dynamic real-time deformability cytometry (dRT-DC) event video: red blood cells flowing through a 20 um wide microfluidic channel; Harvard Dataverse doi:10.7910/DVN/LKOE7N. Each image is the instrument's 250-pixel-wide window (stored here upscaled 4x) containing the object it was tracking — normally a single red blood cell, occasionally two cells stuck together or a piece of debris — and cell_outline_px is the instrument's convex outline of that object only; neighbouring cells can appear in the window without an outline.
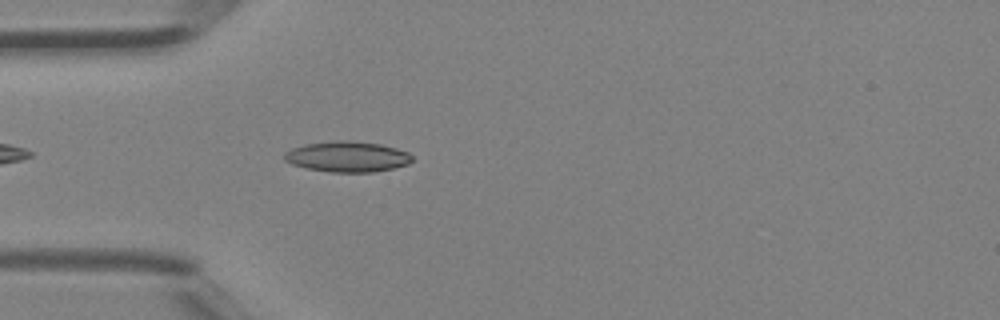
{"species": "Egyptian fruit bat (a non-hibernating species)", "species_latin": "Rousettus aegyptiacus", "temperature_condition": "room temperature", "stored_images_in_passage": 2, "camera_frame_rate_fps": 3000, "um_per_image_px": 0.085, "animal": {"sex": "female"}, "frame": {"image": 1, "passage_image": 2, "time_ms": 0.333, "image_size_px": [1000, 320], "cell_outline_px": [[412, 160], [408, 164], [392, 168], [372, 172], [328, 172], [308, 168], [292, 164], [284, 160], [284, 152], [292, 148], [304, 144], [336, 140], [348, 140], [380, 144], [396, 148], [408, 152], [412, 156]], "centroid_in_image_um": [29.5, 13.31], "position_along_channel_um": 55.5, "area_um2": 22.77}}